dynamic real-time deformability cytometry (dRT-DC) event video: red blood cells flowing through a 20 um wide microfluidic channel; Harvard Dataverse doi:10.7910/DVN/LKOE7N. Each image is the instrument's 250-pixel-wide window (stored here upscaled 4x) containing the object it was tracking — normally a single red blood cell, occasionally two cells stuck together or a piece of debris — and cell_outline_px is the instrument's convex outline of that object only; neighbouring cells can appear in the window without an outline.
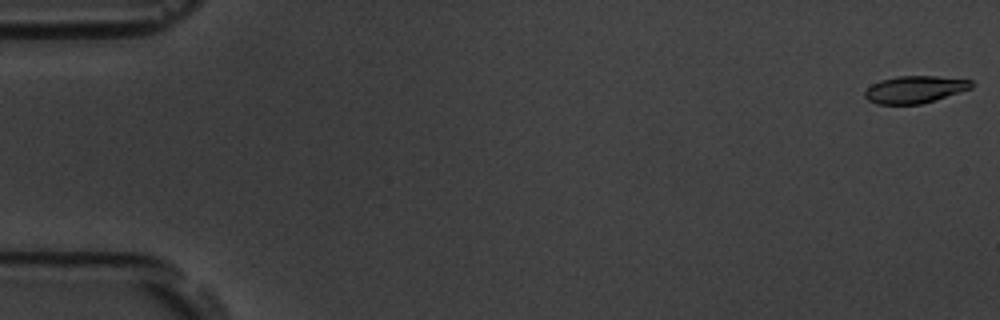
{"species": "common noctule bat (a hibernating species)", "species_latin": "Nyctalus noctula", "temperature_condition": "room temperature", "stored_images_in_passage": 55, "camera_frame_rate_fps": 3000, "um_per_image_px": 0.085, "animal": {"sex": "male", "body_mass_g": 19.5, "forearm_length_mm": 54.6}, "frame": {"image": 1, "passage_image": 1, "time_ms": 0.0, "image_size_px": [1000, 320], "cell_outline_px": [[976, 84], [972, 88], [920, 104], [876, 104], [868, 100], [864, 96], [864, 92], [872, 84], [880, 80], [896, 76], [936, 76], [972, 80]], "centroid_in_image_um": [77.76, 7.59], "position_along_channel_um": 7.2, "area_um2": 16.88}}
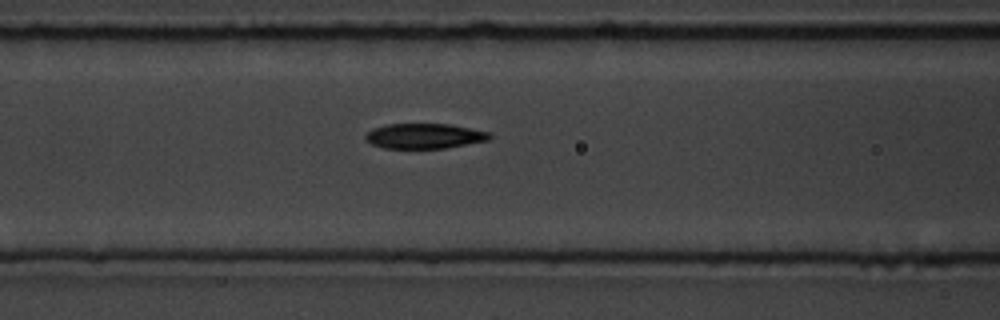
{"frame": {"image": 2, "passage_image": 23, "time_ms": 7.333, "image_size_px": [1000, 320], "cell_outline_px": [[492, 136], [488, 140], [444, 148], [384, 148], [372, 144], [364, 136], [372, 128], [388, 124], [448, 124], [492, 132]], "centroid_in_image_um": [36.09, 11.55], "position_along_channel_um": 130.5, "area_um2": 18.03}}
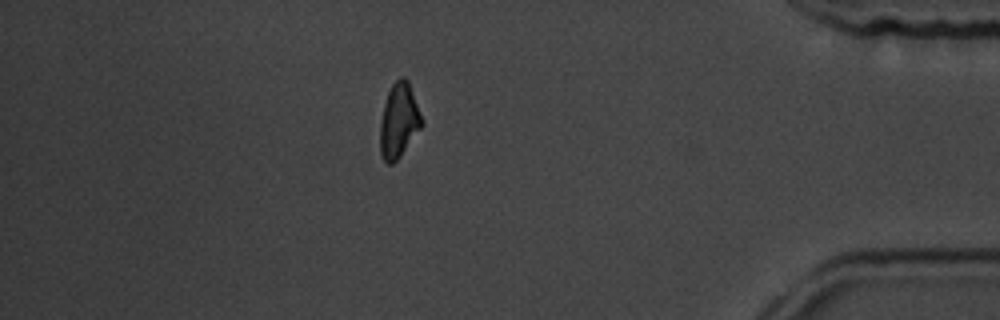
{"frame": {"image": 3, "passage_image": 48, "time_ms": 15.667, "image_size_px": [1000, 320], "cell_outline_px": [[424, 124], [400, 156], [392, 164], [388, 164], [384, 160], [380, 152], [380, 124], [384, 104], [388, 92], [392, 84], [400, 76], [404, 76], [408, 80], [424, 120]], "centroid_in_image_um": [33.92, 10.23], "position_along_channel_um": 401.3, "area_um2": 18.15}, "authors_computed_cell_mechanics": {"area_um2": 18.207, "velocity_mm_per_s": 3.7302, "shape_relaxation_time_tau1_ms": 3.7396, "shape_relaxation_time_tau2_ms": 3.6626, "deformation_change_tau1": 0.1501, "deformation_change_tau2": 0.1045}}